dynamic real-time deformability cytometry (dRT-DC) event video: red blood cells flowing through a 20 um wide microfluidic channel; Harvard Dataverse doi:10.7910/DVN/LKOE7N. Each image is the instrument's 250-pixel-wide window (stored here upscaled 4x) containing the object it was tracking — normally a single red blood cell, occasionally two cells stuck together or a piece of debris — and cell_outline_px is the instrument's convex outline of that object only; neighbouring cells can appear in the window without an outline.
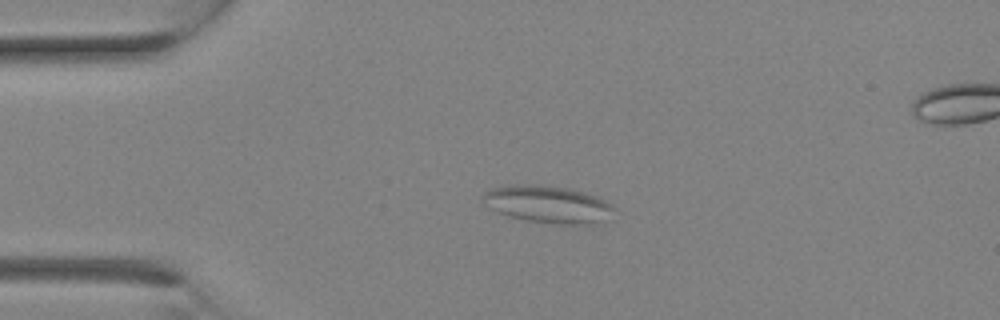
{"species": "Egyptian fruit bat (a non-hibernating species)", "species_latin": "Rousettus aegyptiacus", "temperature_condition": "room temperature", "stored_images_in_passage": 4, "camera_frame_rate_fps": 3000, "um_per_image_px": 0.085, "animal": {"sex": "female"}, "frame": {"image": 1, "passage_image": 1, "time_ms": 0.0, "image_size_px": [1000, 320], "cell_outline_px": [[616, 208], [600, 224], [564, 224], [528, 220], [508, 216], [488, 208], [484, 204], [480, 196], [484, 192], [492, 188], [524, 184], [536, 184], [568, 188], [600, 196], [612, 204]], "centroid_in_image_um": [46.59, 17.36], "position_along_channel_um": 38.4, "area_um2": 28.61}}